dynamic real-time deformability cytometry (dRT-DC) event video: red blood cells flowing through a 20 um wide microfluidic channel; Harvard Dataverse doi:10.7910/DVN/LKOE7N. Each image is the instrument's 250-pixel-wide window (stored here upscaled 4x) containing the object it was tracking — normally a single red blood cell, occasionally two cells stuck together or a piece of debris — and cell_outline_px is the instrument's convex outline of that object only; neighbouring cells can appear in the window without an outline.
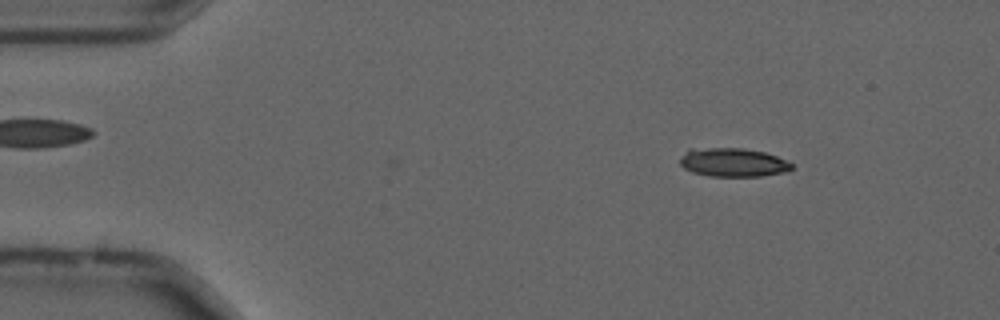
{"species": "common noctule bat (a hibernating species)", "species_latin": "Nyctalus noctula", "temperature_condition": "cold", "stored_images_in_passage": 19, "camera_frame_rate_fps": 3000, "um_per_image_px": 0.085, "animal": {"sex": "male", "forearm_length_mm": 52.5}, "frame": {"image": 1, "passage_image": 3, "time_ms": 0.667, "image_size_px": [1000, 320], "cell_outline_px": [[792, 168], [788, 172], [760, 176], [708, 176], [692, 172], [684, 168], [680, 164], [680, 160], [688, 148], [744, 148], [764, 152], [776, 156], [792, 164]], "centroid_in_image_um": [62.29, 13.8], "position_along_channel_um": 22.7, "area_um2": 18.67}}